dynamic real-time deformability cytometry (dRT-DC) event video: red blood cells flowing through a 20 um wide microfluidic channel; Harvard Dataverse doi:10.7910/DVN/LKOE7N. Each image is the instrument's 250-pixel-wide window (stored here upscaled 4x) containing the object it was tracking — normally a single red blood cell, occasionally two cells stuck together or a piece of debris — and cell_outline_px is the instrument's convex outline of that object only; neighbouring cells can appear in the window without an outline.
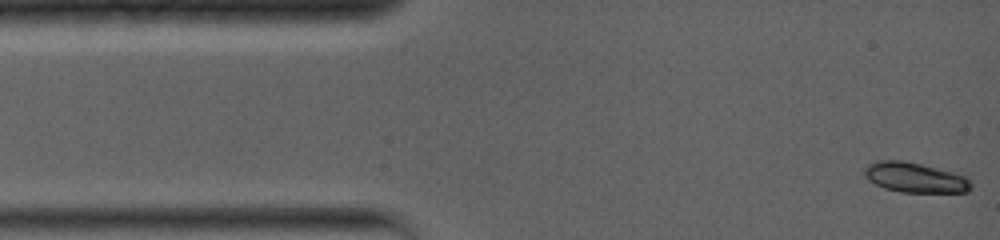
{"species": "common noctule bat (a hibernating species)", "species_latin": "Nyctalus noctula", "temperature_condition": "warm", "stored_images_in_passage": 63, "camera_frame_rate_fps": 5000, "um_per_image_px": 0.085, "animal": {"sex": "female", "body_mass_g": 19.0, "forearm_length_mm": 56.7}, "frame": {"image": 1, "passage_image": 1, "time_ms": 0.0, "image_size_px": [1000, 240], "cell_outline_px": [[972, 188], [968, 192], [900, 192], [884, 188], [868, 180], [864, 176], [864, 168], [868, 164], [876, 160], [904, 160], [952, 172], [964, 176], [972, 184]], "centroid_in_image_um": [77.73, 15.09], "position_along_channel_um": 7.3, "area_um2": 18.61}}
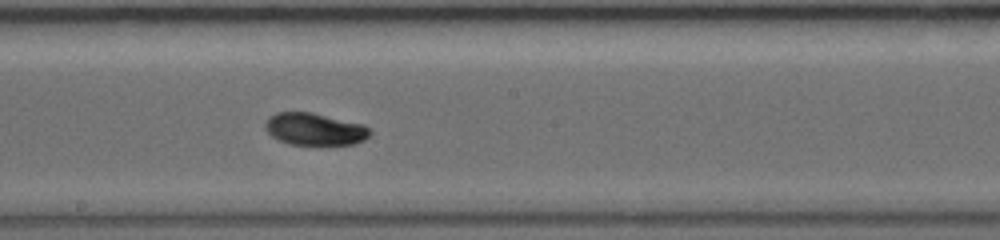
{"frame": {"image": 2, "passage_image": 36, "time_ms": 7.4, "image_size_px": [1000, 240], "cell_outline_px": [[372, 132], [364, 140], [352, 144], [288, 144], [272, 136], [264, 128], [264, 124], [268, 116], [276, 112], [312, 112], [364, 124]], "centroid_in_image_um": [26.73, 10.96], "position_along_channel_um": 221.5, "area_um2": 19.65}}
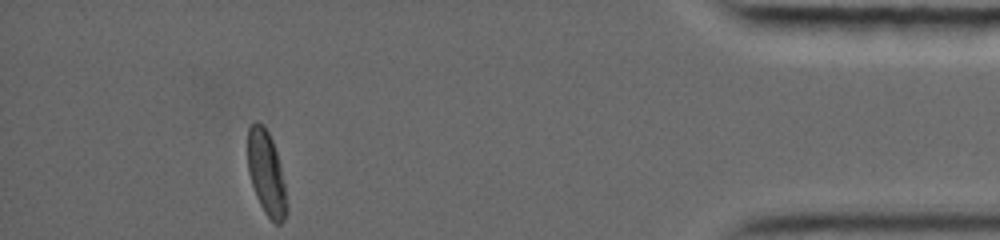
{"frame": {"image": 3, "passage_image": 63, "time_ms": 13.8, "image_size_px": [1000, 240], "cell_outline_px": [[288, 212], [284, 220], [280, 224], [276, 224], [264, 212], [256, 196], [248, 172], [248, 128], [256, 120], [264, 124], [272, 140], [276, 152], [284, 184], [288, 204]], "centroid_in_image_um": [22.64, 14.73], "position_along_channel_um": 412.6, "area_um2": 19.07}, "authors_computed_cell_mechanics": {"area_um2": 19.4786, "velocity_mm_per_s": 3.9355, "shape_relaxation_time_tau1_ms": 4.8019, "shape_relaxation_time_tau2_ms": 2.0291, "deformation_change_tau1": 0.1756, "deformation_change_tau2": 0.0275}}